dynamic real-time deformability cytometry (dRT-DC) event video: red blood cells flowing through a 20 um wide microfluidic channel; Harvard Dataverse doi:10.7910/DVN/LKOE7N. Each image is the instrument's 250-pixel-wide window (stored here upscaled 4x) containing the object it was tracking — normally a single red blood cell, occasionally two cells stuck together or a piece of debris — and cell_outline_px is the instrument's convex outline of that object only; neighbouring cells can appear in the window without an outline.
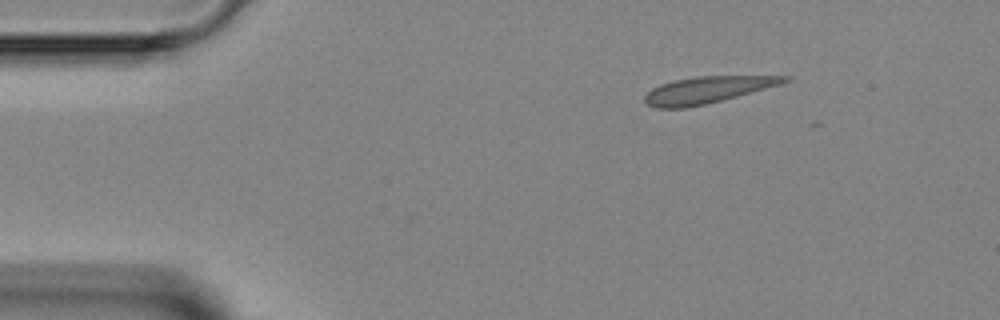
{"species": "Egyptian fruit bat (a non-hibernating species)", "species_latin": "Rousettus aegyptiacus", "temperature_condition": "room temperature", "stored_images_in_passage": 2, "camera_frame_rate_fps": 3000, "um_per_image_px": 0.085, "animal": {"sex": "female"}, "frame": {"image": 1, "passage_image": 1, "time_ms": 0.0, "image_size_px": [1000, 320], "cell_outline_px": [[792, 80], [780, 84], [736, 96], [704, 104], [684, 108], [656, 108], [648, 104], [644, 100], [644, 96], [652, 88], [660, 84], [672, 80], [696, 76], [792, 76]], "centroid_in_image_um": [60.09, 7.62], "position_along_channel_um": 24.9, "area_um2": 21.44}}